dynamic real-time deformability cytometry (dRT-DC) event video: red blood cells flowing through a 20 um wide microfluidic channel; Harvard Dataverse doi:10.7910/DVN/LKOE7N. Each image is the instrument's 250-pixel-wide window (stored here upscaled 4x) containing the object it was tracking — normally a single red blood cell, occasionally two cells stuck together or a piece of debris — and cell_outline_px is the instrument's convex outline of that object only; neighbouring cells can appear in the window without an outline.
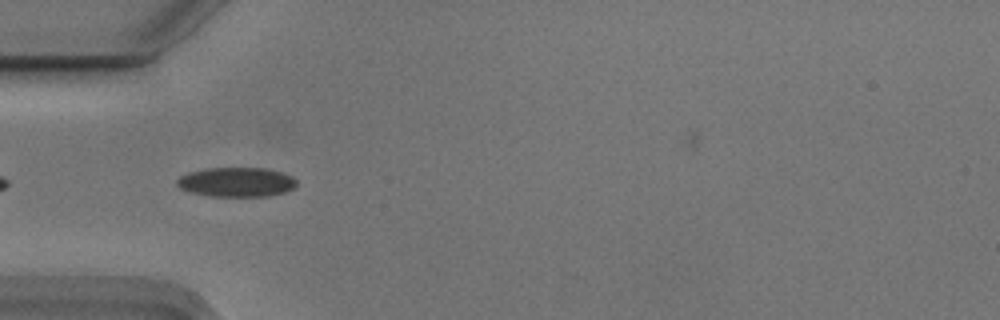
{"species": "Egyptian fruit bat (a non-hibernating species)", "species_latin": "Rousettus aegyptiacus", "temperature_condition": "cold", "stored_images_in_passage": 40, "camera_frame_rate_fps": 3000, "um_per_image_px": 0.085, "animal": {"sex": "male"}, "frame": {"image": 1, "passage_image": 3, "time_ms": 0.667, "image_size_px": [1000, 320], "cell_outline_px": [[296, 184], [292, 188], [284, 192], [268, 196], [208, 196], [192, 192], [180, 188], [176, 184], [176, 180], [180, 176], [188, 172], [208, 168], [264, 168], [280, 172], [292, 176], [296, 180]], "centroid_in_image_um": [20.07, 15.47], "position_along_channel_um": 64.9, "area_um2": 20.4}}
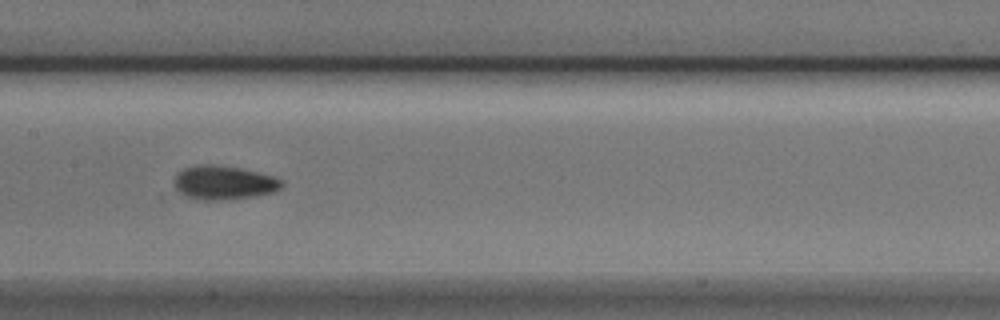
{"frame": {"image": 2, "passage_image": 13, "time_ms": 4.0, "image_size_px": [1000, 320], "cell_outline_px": [[284, 184], [280, 188], [272, 192], [256, 196], [224, 200], [200, 200], [184, 196], [176, 188], [176, 176], [184, 168], [200, 164], [208, 164], [240, 168], [272, 176], [280, 180]], "centroid_in_image_um": [19.02, 15.54], "position_along_channel_um": 188.4, "area_um2": 20.92}}
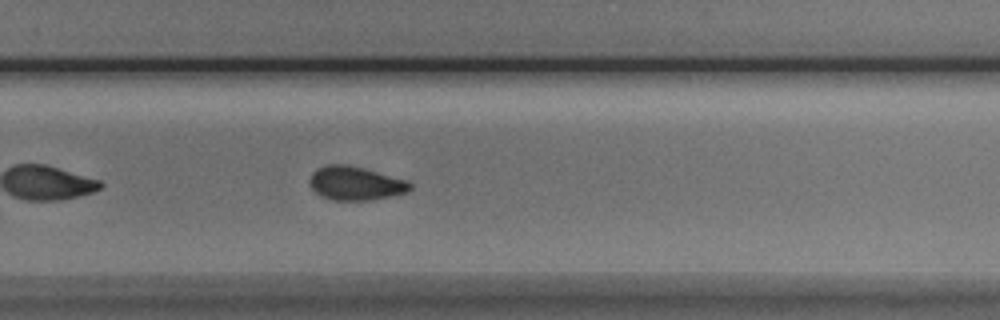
{"frame": {"image": 3, "passage_image": 22, "time_ms": 7.0, "image_size_px": [1000, 320], "cell_outline_px": [[412, 188], [408, 192], [368, 200], [332, 200], [320, 196], [312, 188], [312, 172], [316, 168], [328, 164], [344, 164], [364, 168], [408, 180], [412, 184]], "centroid_in_image_um": [30.24, 15.57], "position_along_channel_um": 299.6, "area_um2": 19.59}, "authors_computed_cell_mechanics": {"area_um2": 19.8543, "velocity_mm_per_s": 3.7228, "shape_relaxation_time_tau1_ms": 2.6555, "shape_relaxation_time_tau2_ms": 3.1986, "deformation_change_tau1": 0.1001, "deformation_change_tau2": 0.0658}}